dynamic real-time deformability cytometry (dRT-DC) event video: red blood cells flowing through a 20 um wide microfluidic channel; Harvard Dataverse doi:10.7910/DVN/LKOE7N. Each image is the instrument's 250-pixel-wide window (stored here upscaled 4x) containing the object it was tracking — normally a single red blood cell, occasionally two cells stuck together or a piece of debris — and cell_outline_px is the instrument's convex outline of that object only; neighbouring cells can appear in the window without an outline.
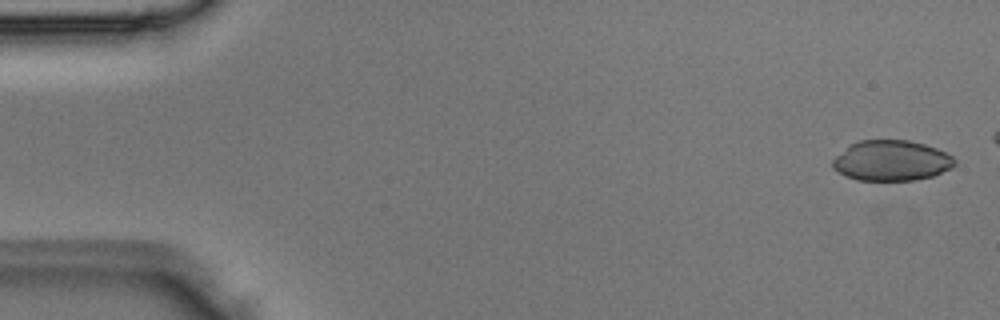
{"species": "Egyptian fruit bat (a non-hibernating species)", "species_latin": "Rousettus aegyptiacus", "temperature_condition": "room temperature", "stored_images_in_passage": 6, "segment_of_instrument_passage": [1, 2], "camera_frame_rate_fps": 3000, "um_per_image_px": 0.085, "animal": {"sex": "male"}, "frame": {"image": 1, "passage_image": 1, "time_ms": 0.0, "image_size_px": [1000, 320], "cell_outline_px": [[956, 164], [952, 168], [932, 176], [912, 180], [856, 180], [844, 176], [832, 168], [832, 160], [848, 144], [860, 140], [908, 140], [924, 144], [936, 148], [952, 156], [956, 160]], "centroid_in_image_um": [75.74, 13.65], "position_along_channel_um": 9.3, "area_um2": 28.9}}
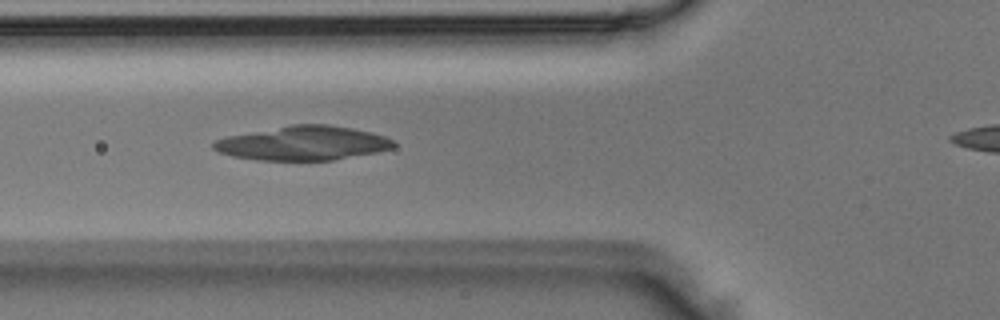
{"frame": {"image": 2, "passage_image": 5, "time_ms": 1.333, "image_size_px": [1000, 320], "cell_outline_px": [[396, 144], [392, 148], [376, 152], [332, 160], [260, 160], [232, 156], [220, 152], [212, 148], [212, 144], [216, 140], [228, 136], [292, 124], [328, 124], [352, 128], [372, 132], [396, 140]], "centroid_in_image_um": [25.79, 12.16], "position_along_channel_um": 100.0, "area_um2": 35.72}}